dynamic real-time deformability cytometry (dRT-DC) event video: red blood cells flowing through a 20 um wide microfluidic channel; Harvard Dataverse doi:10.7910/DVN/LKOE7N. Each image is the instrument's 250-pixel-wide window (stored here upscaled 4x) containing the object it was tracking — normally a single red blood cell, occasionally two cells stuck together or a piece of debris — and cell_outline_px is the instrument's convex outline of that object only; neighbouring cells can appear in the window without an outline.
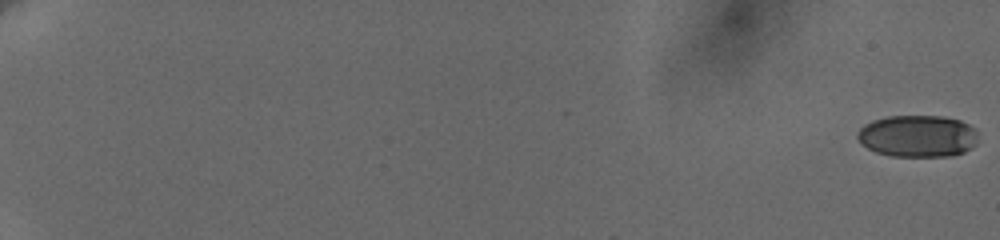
{"species": "human", "species_latin": "Homo sapiens", "temperature_condition": "cold", "stored_images_in_passage": 61, "camera_frame_rate_fps": 3000, "um_per_image_px": 0.085, "donor": {"sex": "female"}, "frame": {"image": 1, "passage_image": 1, "time_ms": 0.0, "image_size_px": [1000, 240], "cell_outline_px": [[976, 144], [972, 148], [964, 152], [948, 156], [892, 156], [876, 152], [868, 148], [856, 136], [856, 132], [864, 124], [872, 120], [888, 116], [944, 116], [960, 120], [976, 128]], "centroid_in_image_um": [78.01, 11.56], "position_along_channel_um": 7.0, "area_um2": 29.59}}
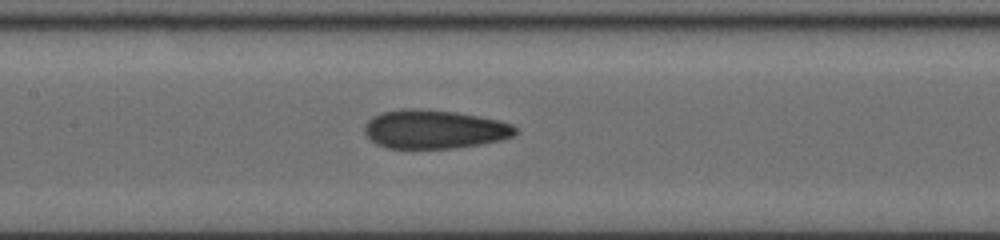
{"frame": {"image": 2, "passage_image": 34, "time_ms": 11.0, "image_size_px": [1000, 240], "cell_outline_px": [[520, 132], [512, 136], [500, 140], [480, 144], [452, 148], [384, 148], [376, 144], [364, 132], [364, 124], [372, 116], [384, 112], [404, 108], [412, 108], [456, 112], [500, 120], [512, 124]], "centroid_in_image_um": [36.91, 10.99], "position_along_channel_um": 170.5, "area_um2": 34.1}}
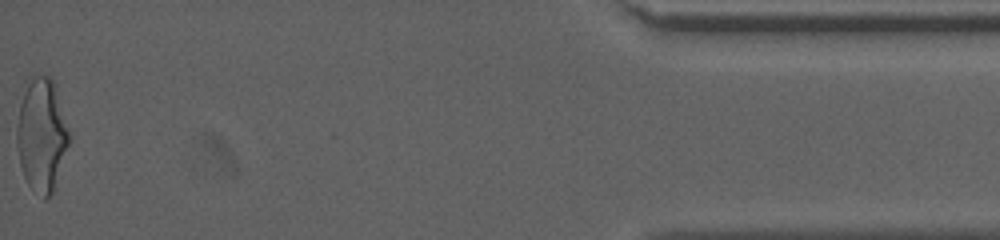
{"frame": {"image": 3, "passage_image": 61, "time_ms": 20.0, "image_size_px": [1000, 240], "cell_outline_px": [[68, 144], [52, 192], [44, 200], [28, 184], [24, 176], [20, 164], [16, 140], [16, 128], [20, 104], [28, 76], [48, 76], [56, 84], [68, 132]], "centroid_in_image_um": [3.5, 11.42], "position_along_channel_um": 431.7, "area_um2": 33.93}, "authors_computed_cell_mechanics": {"area_um2": 32.8882, "velocity_mm_per_s": 3.6774, "shape_relaxation_time_tau1_ms": 9.5362, "shape_relaxation_time_tau2_ms": 1.6176, "deformation_change_tau1": 0.2263, "deformation_change_tau2": 0.0787}}